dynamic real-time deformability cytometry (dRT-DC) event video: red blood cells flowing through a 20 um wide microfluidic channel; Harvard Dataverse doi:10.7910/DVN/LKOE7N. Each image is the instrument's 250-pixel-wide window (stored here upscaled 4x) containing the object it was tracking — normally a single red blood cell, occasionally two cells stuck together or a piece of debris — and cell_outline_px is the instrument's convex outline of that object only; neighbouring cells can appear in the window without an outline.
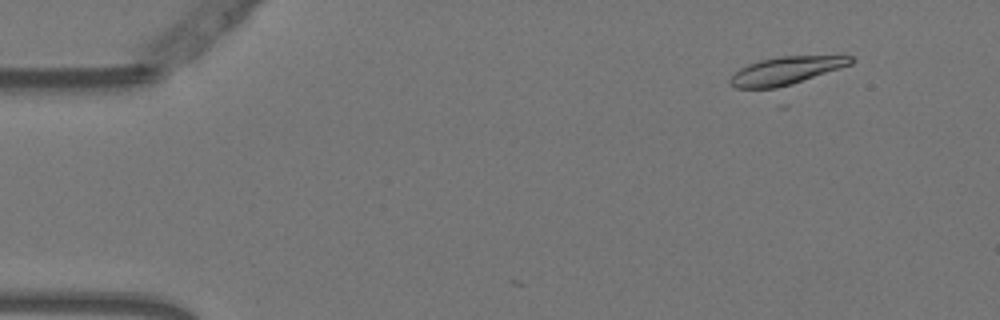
{"species": "Egyptian fruit bat (a non-hibernating species)", "species_latin": "Rousettus aegyptiacus", "temperature_condition": "warm", "stored_images_in_passage": 10, "camera_frame_rate_fps": 3000, "um_per_image_px": 0.085, "animal": {"sex": "female"}, "frame": {"image": 1, "passage_image": 6, "time_ms": 1.667, "image_size_px": [1000, 320], "cell_outline_px": [[856, 60], [852, 64], [784, 108], [780, 108], [736, 88], [728, 84], [728, 80], [740, 68], [748, 64], [760, 60], [780, 56], [852, 56]], "centroid_in_image_um": [66.92, 6.53], "position_along_channel_um": 18.1, "area_um2": 28.5}}